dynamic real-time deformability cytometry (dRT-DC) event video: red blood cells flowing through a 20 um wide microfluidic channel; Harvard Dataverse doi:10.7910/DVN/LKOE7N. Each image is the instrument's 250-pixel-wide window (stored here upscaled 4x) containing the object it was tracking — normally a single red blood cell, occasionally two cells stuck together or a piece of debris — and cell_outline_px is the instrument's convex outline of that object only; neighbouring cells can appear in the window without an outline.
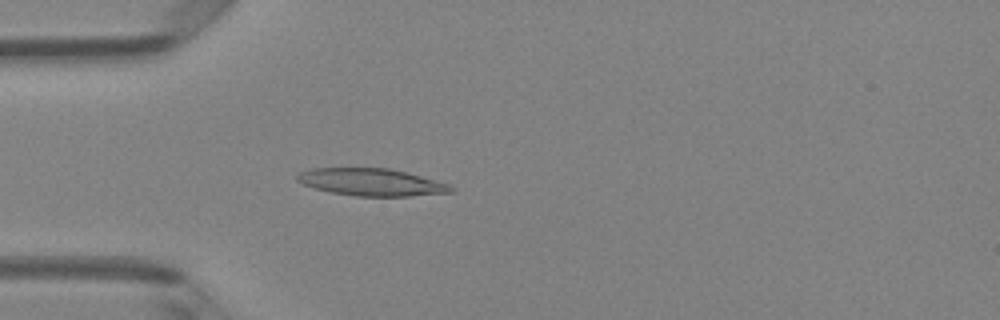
{"species": "Egyptian fruit bat (a non-hibernating species)", "species_latin": "Rousettus aegyptiacus", "temperature_condition": "room temperature", "stored_images_in_passage": 4, "camera_frame_rate_fps": 3000, "um_per_image_px": 0.085, "animal": {"sex": "female"}, "frame": {"image": 1, "passage_image": 4, "time_ms": 1.0, "image_size_px": [1000, 320], "cell_outline_px": [[456, 188], [452, 192], [408, 196], [356, 196], [332, 192], [316, 188], [304, 184], [296, 180], [296, 176], [300, 172], [312, 168], [388, 168], [420, 176], [448, 184]], "centroid_in_image_um": [31.56, 15.48], "position_along_channel_um": 53.4, "area_um2": 24.1}}